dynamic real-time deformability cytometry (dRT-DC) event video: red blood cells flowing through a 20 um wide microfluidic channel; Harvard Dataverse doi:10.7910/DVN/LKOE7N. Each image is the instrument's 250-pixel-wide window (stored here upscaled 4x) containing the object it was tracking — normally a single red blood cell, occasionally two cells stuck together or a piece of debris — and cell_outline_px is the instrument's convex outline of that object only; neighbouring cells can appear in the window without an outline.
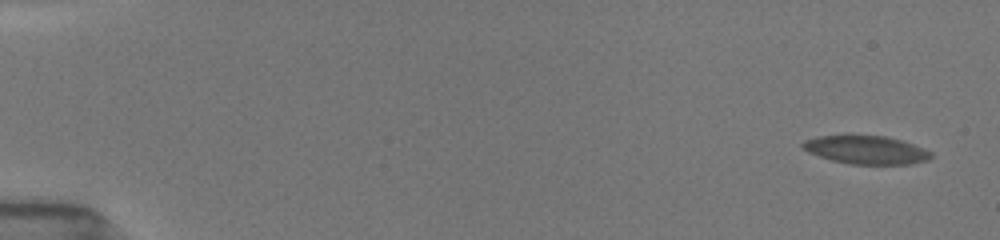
{"species": "common noctule bat (a hibernating species)", "species_latin": "Nyctalus noctula", "temperature_condition": "room temperature", "stored_images_in_passage": 50, "camera_frame_rate_fps": 3000, "um_per_image_px": 0.085, "animal": {"sex": "female", "body_mass_g": 19.5, "forearm_length_mm": 54.1}, "frame": {"image": 1, "passage_image": 1, "time_ms": 0.0, "image_size_px": [1000, 240], "cell_outline_px": [[932, 156], [928, 160], [908, 164], [852, 164], [832, 160], [808, 152], [800, 148], [800, 144], [804, 140], [820, 136], [884, 136], [900, 140], [912, 144], [932, 152]], "centroid_in_image_um": [73.59, 12.74], "position_along_channel_um": 11.4, "area_um2": 20.87}}
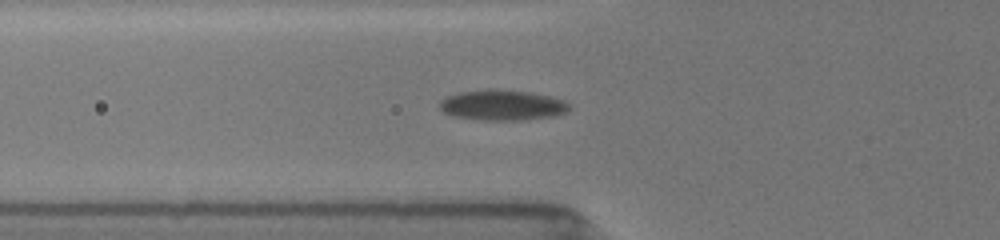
{"frame": {"image": 2, "passage_image": 19, "time_ms": 6.0, "image_size_px": [1000, 240], "cell_outline_px": [[572, 104], [564, 112], [556, 116], [524, 120], [484, 120], [456, 116], [444, 112], [440, 108], [440, 100], [444, 96], [460, 92], [488, 88], [496, 88], [528, 92], [548, 96], [564, 100]], "centroid_in_image_um": [42.69, 8.92], "position_along_channel_um": 83.1, "area_um2": 23.12}}
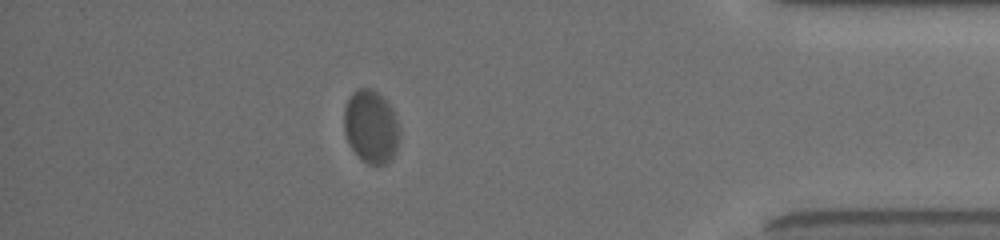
{"frame": {"image": 3, "passage_image": 44, "time_ms": 15.333, "image_size_px": [1000, 240], "cell_outline_px": [[400, 136], [396, 152], [392, 160], [384, 164], [368, 164], [360, 160], [352, 148], [344, 132], [344, 108], [348, 96], [356, 88], [372, 88], [392, 108], [396, 116], [400, 128]], "centroid_in_image_um": [31.54, 10.77], "position_along_channel_um": 403.7, "area_um2": 23.99}, "authors_computed_cell_mechanics": {"area_um2": 22.9177, "velocity_mm_per_s": 3.8028, "shape_relaxation_time_tau1_ms": 2.8033, "shape_relaxation_time_tau2_ms": null, "deformation_change_tau1": 0.0776, "deformation_change_tau2": null}}